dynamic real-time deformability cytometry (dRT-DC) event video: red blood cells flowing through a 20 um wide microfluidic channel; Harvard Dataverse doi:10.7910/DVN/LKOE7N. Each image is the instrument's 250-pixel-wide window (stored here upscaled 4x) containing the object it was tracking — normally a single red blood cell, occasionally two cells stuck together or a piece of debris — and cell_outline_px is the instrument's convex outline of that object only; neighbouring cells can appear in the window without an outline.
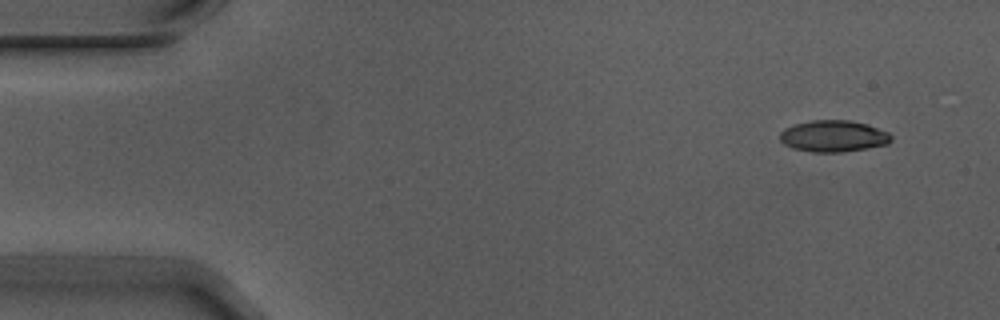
{"species": "Egyptian fruit bat (a non-hibernating species)", "species_latin": "Rousettus aegyptiacus", "temperature_condition": "warm", "stored_images_in_passage": 6, "camera_frame_rate_fps": 3000, "um_per_image_px": 0.085, "animal": {"sex": "male"}, "frame": {"image": 1, "passage_image": 1, "time_ms": 0.0, "image_size_px": [1000, 320], "cell_outline_px": [[892, 140], [888, 144], [844, 152], [812, 152], [792, 148], [784, 144], [780, 140], [780, 132], [784, 128], [796, 124], [812, 120], [848, 120], [868, 124], [888, 132], [892, 136]], "centroid_in_image_um": [70.85, 11.57], "position_along_channel_um": 14.2, "area_um2": 20.52}}
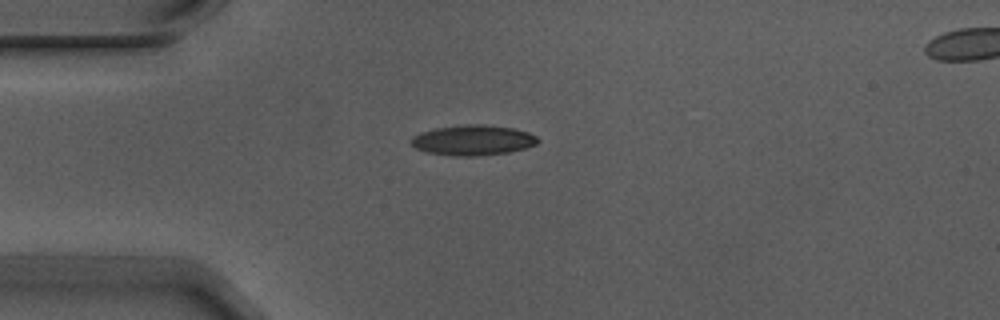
{"frame": {"image": 2, "passage_image": 4, "time_ms": 1.0, "image_size_px": [1000, 320], "cell_outline_px": [[540, 140], [536, 144], [524, 148], [508, 152], [476, 156], [456, 156], [428, 152], [416, 148], [412, 144], [412, 136], [420, 132], [436, 128], [464, 124], [480, 124], [512, 128], [528, 132], [536, 136]], "centroid_in_image_um": [40.2, 11.91], "position_along_channel_um": 44.8, "area_um2": 22.14}}
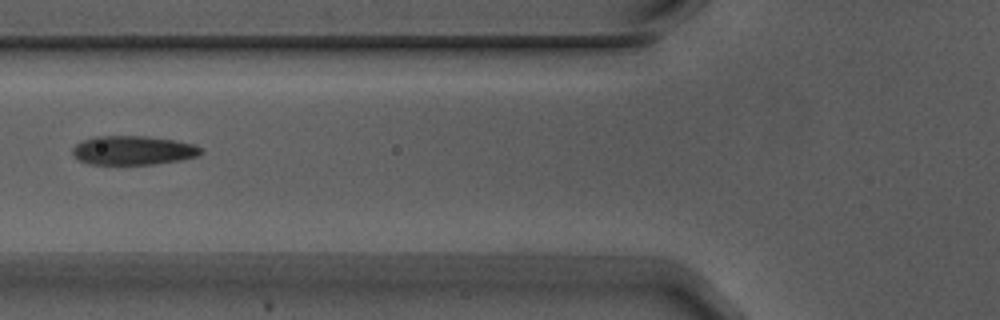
{"frame": {"image": 3, "passage_image": 6, "time_ms": 1.667, "image_size_px": [1000, 320], "cell_outline_px": [[204, 152], [196, 156], [180, 160], [152, 164], [88, 164], [80, 160], [72, 152], [72, 148], [76, 144], [84, 140], [96, 136], [144, 136], [172, 140], [192, 144], [200, 148]], "centroid_in_image_um": [11.29, 12.78], "position_along_channel_um": 114.5, "area_um2": 21.39}}